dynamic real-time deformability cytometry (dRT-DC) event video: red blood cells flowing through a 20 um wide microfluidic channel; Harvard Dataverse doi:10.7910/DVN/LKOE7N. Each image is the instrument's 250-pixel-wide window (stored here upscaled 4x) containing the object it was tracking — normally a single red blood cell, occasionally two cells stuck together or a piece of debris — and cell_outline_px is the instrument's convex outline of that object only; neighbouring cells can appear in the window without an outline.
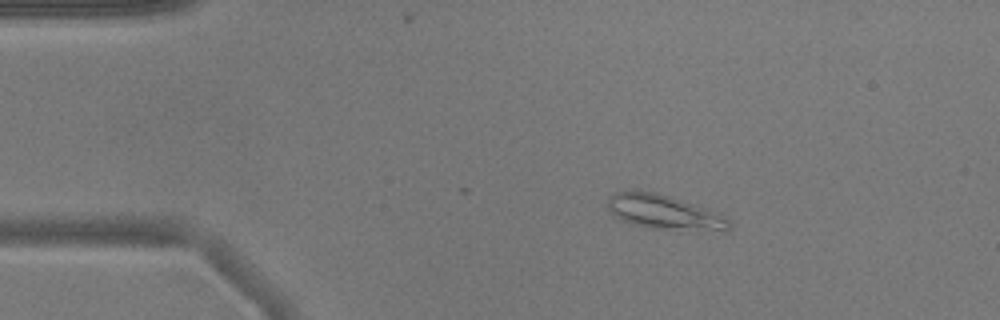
{"species": "common noctule bat (a hibernating species)", "species_latin": "Nyctalus noctula", "temperature_condition": "warm", "stored_images_in_passage": 28, "camera_frame_rate_fps": 3000, "um_per_image_px": 0.085, "animal": {"sex": "male", "body_mass_g": 17.9}, "frame": {"image": 1, "passage_image": 8, "time_ms": 2.333, "image_size_px": [1000, 320], "cell_outline_px": [[732, 228], [728, 232], [696, 232], [652, 228], [632, 224], [620, 220], [612, 216], [608, 208], [608, 196], [616, 192], [636, 188], [656, 192], [696, 204], [720, 212], [728, 216]], "centroid_in_image_um": [56.55, 18.05], "position_along_channel_um": 28.5, "area_um2": 25.84}}